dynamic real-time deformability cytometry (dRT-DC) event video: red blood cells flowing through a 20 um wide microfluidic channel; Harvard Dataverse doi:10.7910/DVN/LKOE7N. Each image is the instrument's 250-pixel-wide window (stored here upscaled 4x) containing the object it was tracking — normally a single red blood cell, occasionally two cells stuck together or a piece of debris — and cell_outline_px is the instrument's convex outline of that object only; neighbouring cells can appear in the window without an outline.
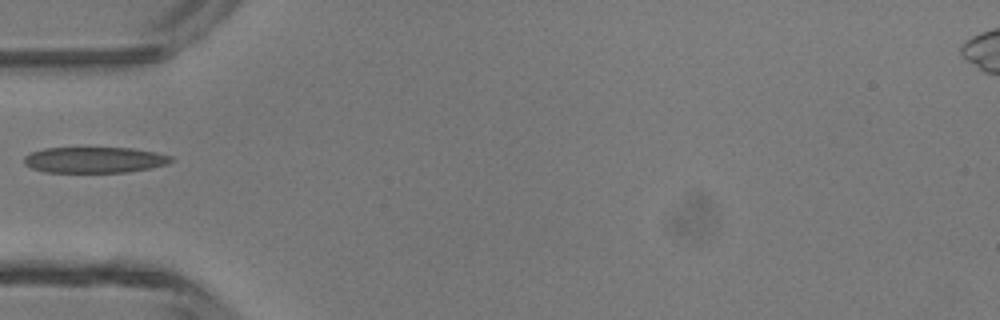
{"species": "common noctule bat (a hibernating species)", "species_latin": "Nyctalus noctula", "temperature_condition": "room temperature", "stored_images_in_passage": 26, "camera_frame_rate_fps": 3000, "um_per_image_px": 0.085, "animal": {"sex": "male", "body_mass_g": 13.3}, "frame": {"image": 1, "passage_image": 1, "time_ms": 0.0, "image_size_px": [1000, 320], "cell_outline_px": [[176, 160], [168, 164], [128, 172], [44, 172], [32, 168], [24, 164], [24, 156], [32, 152], [44, 148], [132, 148], [156, 152], [172, 156]], "centroid_in_image_um": [8.06, 13.59], "position_along_channel_um": 76.9, "area_um2": 22.25}}
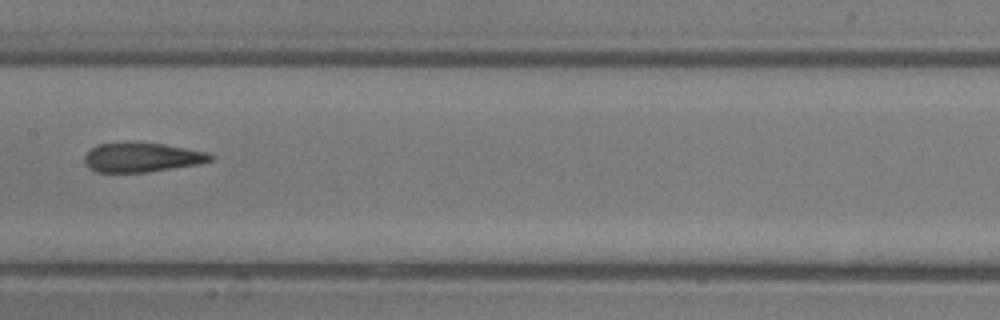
{"frame": {"image": 2, "passage_image": 9, "time_ms": 2.667, "image_size_px": [1000, 320], "cell_outline_px": [[212, 160], [200, 164], [148, 172], [96, 172], [88, 168], [84, 164], [84, 156], [96, 144], [124, 140], [128, 140], [164, 144], [208, 152], [212, 156]], "centroid_in_image_um": [12.01, 13.35], "position_along_channel_um": 195.4, "area_um2": 22.2}}
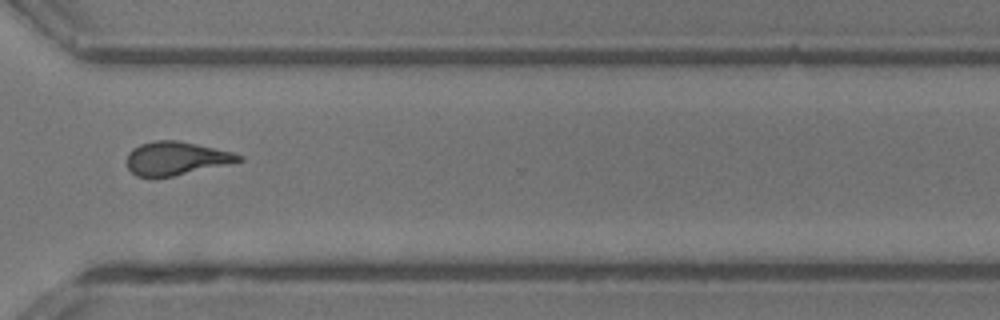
{"frame": {"image": 3, "passage_image": 20, "time_ms": 6.333, "image_size_px": [1000, 320], "cell_outline_px": [[244, 160], [228, 164], [172, 176], [152, 180], [136, 176], [128, 168], [128, 152], [132, 148], [140, 144], [156, 140], [176, 140], [196, 144], [232, 152], [244, 156]], "centroid_in_image_um": [14.93, 13.48], "position_along_channel_um": 355.7, "area_um2": 21.96}}